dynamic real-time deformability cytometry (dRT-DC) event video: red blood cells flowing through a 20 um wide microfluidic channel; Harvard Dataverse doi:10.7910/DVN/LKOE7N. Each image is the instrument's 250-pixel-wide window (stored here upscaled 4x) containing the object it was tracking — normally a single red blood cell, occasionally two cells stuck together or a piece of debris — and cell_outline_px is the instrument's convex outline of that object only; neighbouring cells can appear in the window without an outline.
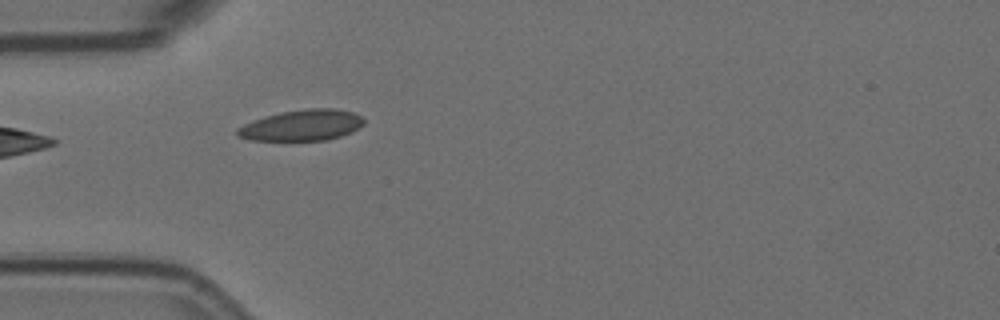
{"species": "Egyptian fruit bat (a non-hibernating species)", "species_latin": "Rousettus aegyptiacus", "temperature_condition": "room temperature", "stored_images_in_passage": 3, "camera_frame_rate_fps": 3000, "um_per_image_px": 0.085, "animal": {"sex": "female"}, "frame": {"image": 1, "passage_image": 3, "time_ms": 0.667, "image_size_px": [1000, 320], "cell_outline_px": [[364, 124], [352, 132], [328, 140], [248, 140], [236, 136], [236, 128], [252, 120], [264, 116], [280, 112], [304, 108], [336, 108], [352, 112], [360, 116], [364, 120]], "centroid_in_image_um": [25.63, 10.64], "position_along_channel_um": 59.4, "area_um2": 23.06}}